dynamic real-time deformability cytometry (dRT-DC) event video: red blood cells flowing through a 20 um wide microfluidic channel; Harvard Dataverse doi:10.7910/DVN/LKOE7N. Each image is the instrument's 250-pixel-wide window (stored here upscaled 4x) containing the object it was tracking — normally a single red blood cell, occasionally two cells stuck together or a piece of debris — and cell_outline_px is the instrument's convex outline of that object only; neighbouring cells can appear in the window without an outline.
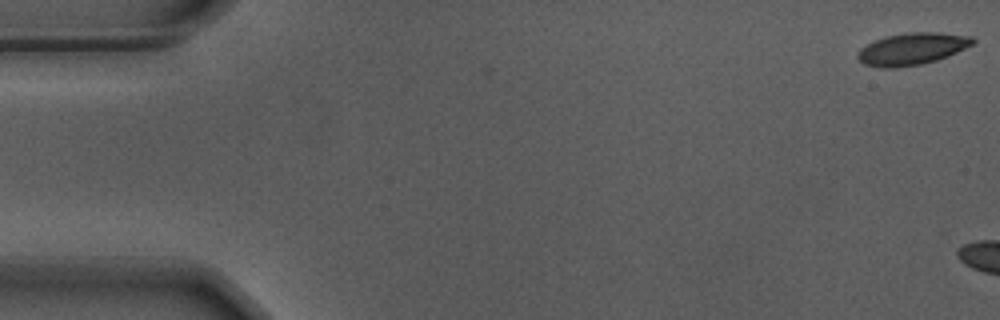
{"species": "Egyptian fruit bat (a non-hibernating species)", "species_latin": "Rousettus aegyptiacus", "temperature_condition": "warm", "stored_images_in_passage": 2, "camera_frame_rate_fps": 3000, "um_per_image_px": 0.085, "animal": {"sex": "male"}, "frame": {"image": 1, "passage_image": 2, "time_ms": 0.333, "image_size_px": [1000, 320], "cell_outline_px": [[976, 40], [972, 44], [948, 56], [936, 60], [920, 64], [896, 68], [880, 68], [864, 64], [856, 56], [860, 48], [876, 40], [888, 36], [908, 32], [936, 32], [972, 36]], "centroid_in_image_um": [77.52, 4.16], "position_along_channel_um": 7.5, "area_um2": 21.27}}